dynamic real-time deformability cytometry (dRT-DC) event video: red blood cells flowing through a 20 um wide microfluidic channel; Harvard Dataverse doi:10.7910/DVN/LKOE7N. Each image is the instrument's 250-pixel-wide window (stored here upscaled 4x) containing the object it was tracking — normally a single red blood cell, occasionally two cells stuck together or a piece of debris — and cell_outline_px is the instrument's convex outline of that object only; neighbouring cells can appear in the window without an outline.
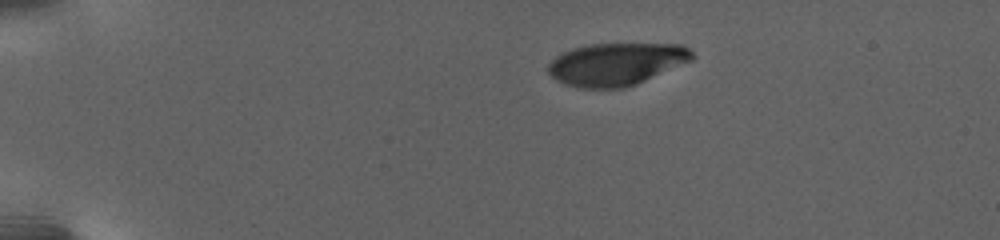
{"species": "human", "species_latin": "Homo sapiens", "temperature_condition": "warm", "stored_images_in_passage": 12, "camera_frame_rate_fps": 3000, "um_per_image_px": 0.085, "donor": {"sex": "female"}, "frame": {"image": 1, "passage_image": 1, "time_ms": 0.0, "image_size_px": [1000, 240], "cell_outline_px": [[696, 56], [692, 60], [636, 84], [624, 88], [580, 88], [564, 84], [556, 80], [548, 72], [548, 64], [556, 56], [572, 48], [592, 44], [680, 44], [688, 48]], "centroid_in_image_um": [52.38, 5.45], "position_along_channel_um": 32.6, "area_um2": 35.55}}
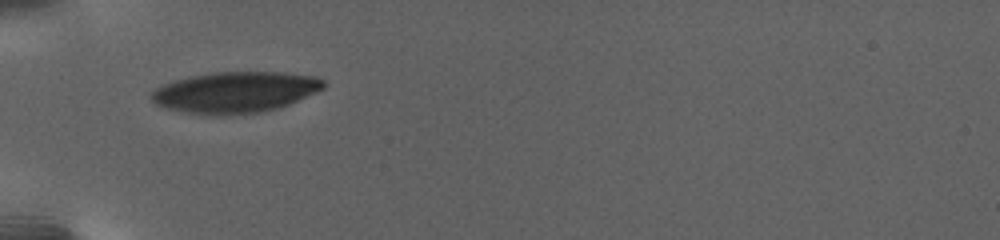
{"frame": {"image": 2, "passage_image": 9, "time_ms": 4.0, "image_size_px": [1000, 240], "cell_outline_px": [[324, 88], [316, 92], [280, 108], [260, 112], [224, 116], [204, 116], [168, 108], [156, 104], [152, 100], [152, 92], [156, 88], [176, 80], [192, 76], [216, 72], [280, 72], [316, 76], [324, 80]], "centroid_in_image_um": [20.02, 7.86], "position_along_channel_um": 65.0, "area_um2": 41.15}}
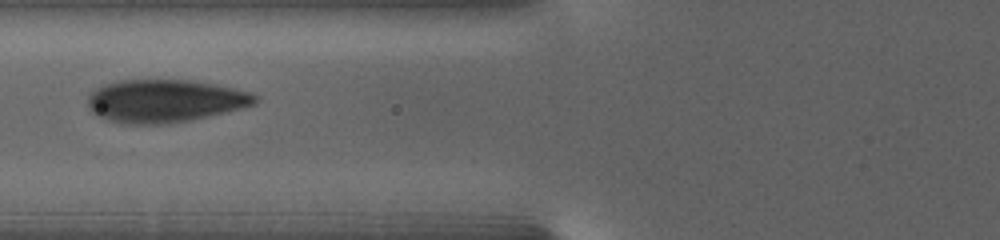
{"frame": {"image": 3, "passage_image": 11, "time_ms": 6.0, "image_size_px": [1000, 240], "cell_outline_px": [[260, 100], [256, 104], [224, 112], [188, 120], [168, 124], [124, 124], [108, 120], [96, 116], [92, 112], [88, 104], [88, 96], [96, 88], [104, 84], [120, 80], [188, 80], [212, 84], [252, 92]], "centroid_in_image_um": [13.99, 8.58], "position_along_channel_um": 111.8, "area_um2": 41.62}}